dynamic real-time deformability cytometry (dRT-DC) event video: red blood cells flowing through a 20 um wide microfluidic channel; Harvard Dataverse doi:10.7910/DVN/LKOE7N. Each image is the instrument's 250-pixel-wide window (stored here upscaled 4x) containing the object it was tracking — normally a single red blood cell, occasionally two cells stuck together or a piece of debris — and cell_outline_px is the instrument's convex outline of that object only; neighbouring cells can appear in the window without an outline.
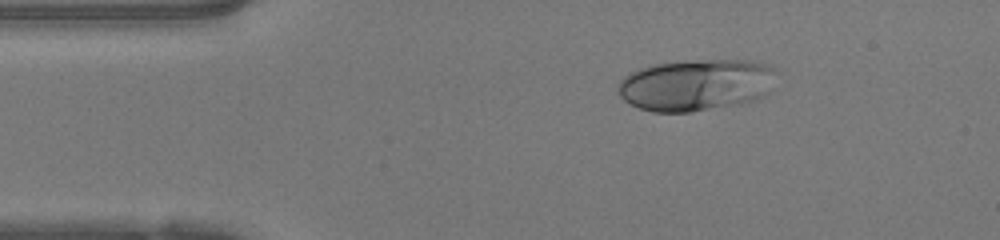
{"species": "human", "species_latin": "Homo sapiens", "temperature_condition": "warm", "stored_images_in_passage": 41, "camera_frame_rate_fps": 3000, "um_per_image_px": 0.085, "donor": {"sex": "female"}, "frame": {"image": 1, "passage_image": 1, "time_ms": 0.0, "image_size_px": [1000, 240], "cell_outline_px": [[772, 68], [768, 92], [764, 96], [756, 100], [740, 104], [692, 112], [652, 112], [640, 108], [624, 100], [616, 92], [616, 88], [620, 80], [624, 76], [640, 68], [652, 64], [696, 60], [748, 60], [768, 64]], "centroid_in_image_um": [59.09, 7.23], "position_along_channel_um": 25.9, "area_um2": 47.57}}
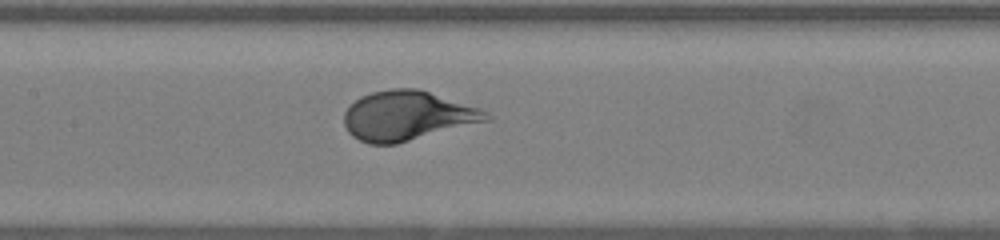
{"frame": {"image": 2, "passage_image": 15, "time_ms": 4.667, "image_size_px": [1000, 240], "cell_outline_px": [[492, 120], [396, 144], [368, 144], [352, 136], [348, 132], [344, 124], [344, 112], [360, 96], [372, 92], [392, 88], [416, 88], [480, 108], [488, 112], [492, 116]], "centroid_in_image_um": [34.64, 9.85], "position_along_channel_um": 172.8, "area_um2": 41.04}}
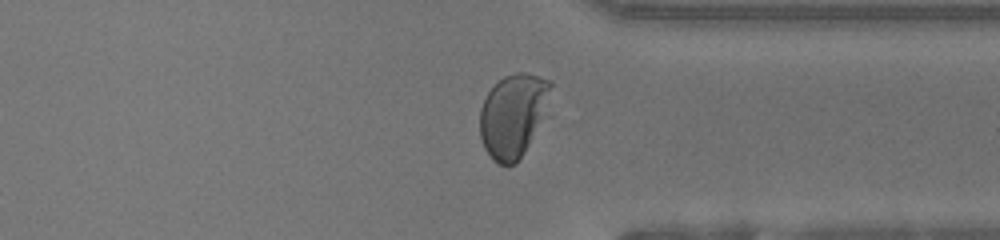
{"frame": {"image": 3, "passage_image": 29, "time_ms": 9.333, "image_size_px": [1000, 240], "cell_outline_px": [[552, 84], [544, 116], [528, 144], [516, 164], [500, 164], [492, 160], [484, 148], [480, 136], [480, 108], [488, 92], [504, 76], [516, 72], [524, 72], [552, 80]], "centroid_in_image_um": [43.59, 9.79], "position_along_channel_um": 367.8, "area_um2": 34.04}, "authors_computed_cell_mechanics": {"area_um2": 41.0958, "velocity_mm_per_s": 4.2271, "shape_relaxation_time_tau1_ms": 5.5577, "shape_relaxation_time_tau2_ms": null, "deformation_change_tau1": 0.3191, "deformation_change_tau2": null}}